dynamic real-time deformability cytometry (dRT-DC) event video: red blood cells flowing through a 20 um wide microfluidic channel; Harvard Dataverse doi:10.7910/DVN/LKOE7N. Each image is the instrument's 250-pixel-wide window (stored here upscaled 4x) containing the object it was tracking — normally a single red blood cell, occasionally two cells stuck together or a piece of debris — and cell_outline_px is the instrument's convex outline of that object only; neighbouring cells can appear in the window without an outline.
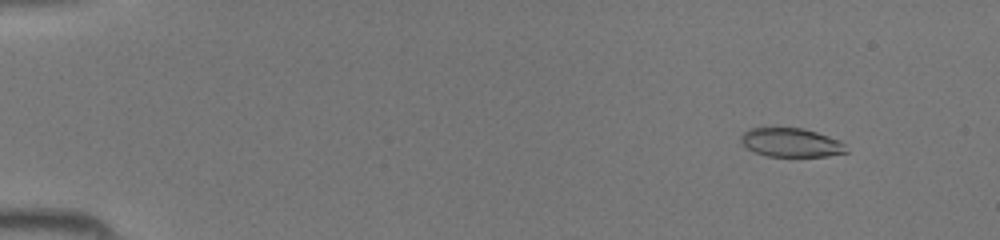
{"species": "common noctule bat (a hibernating species)", "species_latin": "Nyctalus noctula", "temperature_condition": "room temperature", "stored_images_in_passage": 44, "camera_frame_rate_fps": 3000, "um_per_image_px": 0.085, "animal": {"sex": "female", "body_mass_g": 19.5, "forearm_length_mm": 54.1}, "frame": {"image": 1, "passage_image": 5, "time_ms": 1.333, "image_size_px": [1000, 240], "cell_outline_px": [[848, 152], [824, 156], [768, 156], [756, 152], [748, 148], [740, 140], [740, 136], [748, 128], [804, 128], [840, 140], [844, 144]], "centroid_in_image_um": [67.24, 12.11], "position_along_channel_um": 17.8, "area_um2": 17.51}}
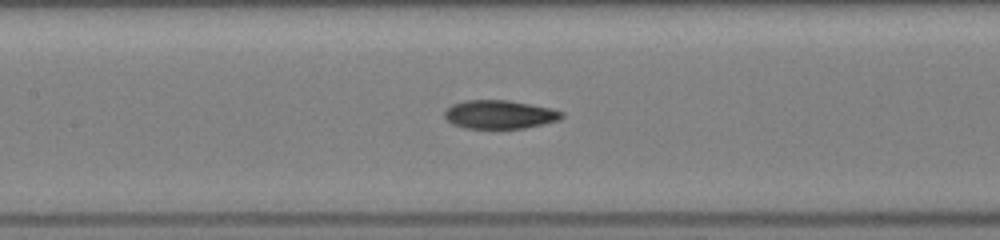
{"frame": {"image": 2, "passage_image": 22, "time_ms": 7.0, "image_size_px": [1000, 240], "cell_outline_px": [[564, 116], [560, 120], [524, 128], [464, 128], [452, 124], [444, 116], [444, 112], [452, 104], [464, 100], [508, 100], [552, 108], [564, 112]], "centroid_in_image_um": [42.48, 9.72], "position_along_channel_um": 164.9, "area_um2": 19.54}}
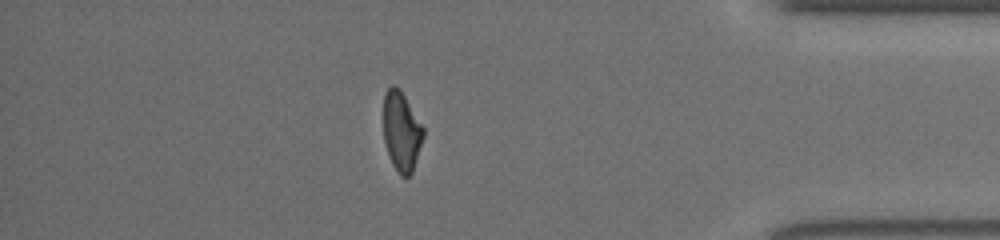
{"frame": {"image": 3, "passage_image": 39, "time_ms": 12.667, "image_size_px": [1000, 240], "cell_outline_px": [[424, 136], [412, 172], [408, 176], [400, 176], [396, 172], [388, 156], [384, 140], [384, 92], [392, 84], [400, 88], [424, 128]], "centroid_in_image_um": [34.12, 11.17], "position_along_channel_um": 401.1, "area_um2": 18.55}}